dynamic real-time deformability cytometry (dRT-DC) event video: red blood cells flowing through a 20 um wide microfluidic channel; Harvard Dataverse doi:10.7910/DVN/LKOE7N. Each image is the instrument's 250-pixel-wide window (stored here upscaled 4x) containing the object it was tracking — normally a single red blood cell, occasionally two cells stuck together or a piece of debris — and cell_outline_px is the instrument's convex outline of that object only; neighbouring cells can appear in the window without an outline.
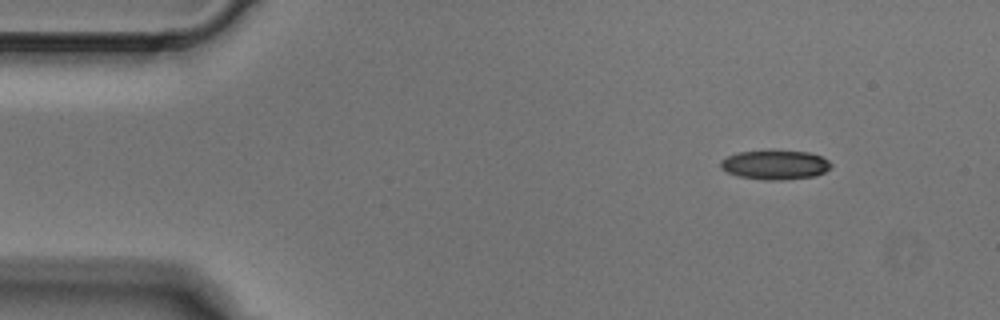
{"species": "Egyptian fruit bat (a non-hibernating species)", "species_latin": "Rousettus aegyptiacus", "temperature_condition": "cold", "stored_images_in_passage": 3, "camera_frame_rate_fps": 3000, "um_per_image_px": 0.085, "animal": {"sex": "male"}, "frame": {"image": 1, "passage_image": 1, "time_ms": 0.0, "image_size_px": [1000, 320], "cell_outline_px": [[832, 168], [816, 176], [780, 180], [764, 180], [736, 176], [720, 168], [720, 160], [736, 152], [808, 152], [820, 156], [828, 160], [832, 164]], "centroid_in_image_um": [65.88, 14.04], "position_along_channel_um": 19.1, "area_um2": 18.61}}